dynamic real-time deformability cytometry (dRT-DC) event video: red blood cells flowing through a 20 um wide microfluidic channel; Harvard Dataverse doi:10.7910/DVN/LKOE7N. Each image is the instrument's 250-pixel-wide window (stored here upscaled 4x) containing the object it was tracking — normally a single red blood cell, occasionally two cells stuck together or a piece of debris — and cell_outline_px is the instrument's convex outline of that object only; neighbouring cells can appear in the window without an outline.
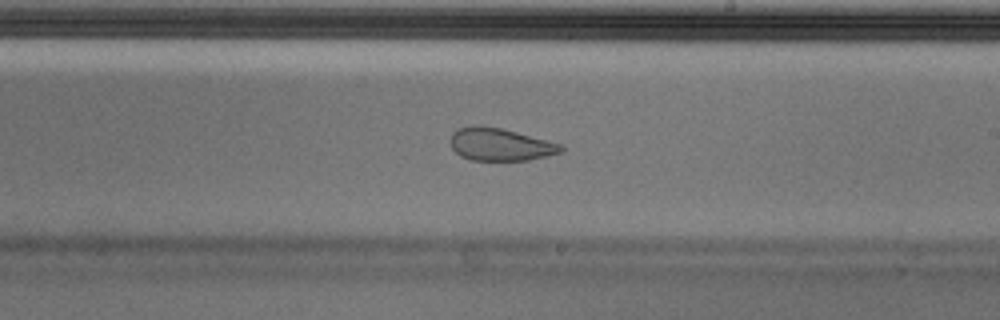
{"species": "Egyptian fruit bat (a non-hibernating species)", "species_latin": "Rousettus aegyptiacus", "temperature_condition": "cold", "stored_images_in_passage": 55, "camera_frame_rate_fps": 3000, "um_per_image_px": 0.085, "animal": {"sex": "male"}, "frame": {"image": 1, "passage_image": 32, "time_ms": 10.333, "image_size_px": [1000, 320], "cell_outline_px": [[564, 152], [528, 160], [472, 160], [460, 156], [452, 148], [452, 132], [456, 128], [472, 124], [500, 128], [564, 144]], "centroid_in_image_um": [42.54, 12.27], "position_along_channel_um": 246.5, "area_um2": 21.1}, "authors_computed_cell_mechanics": {"area_um2": 24.1604, "velocity_mm_per_s": 3.6636, "shape_relaxation_time_tau1_ms": null, "shape_relaxation_time_tau2_ms": 1.1875, "deformation_change_tau1": null, "deformation_change_tau2": 0.068}}